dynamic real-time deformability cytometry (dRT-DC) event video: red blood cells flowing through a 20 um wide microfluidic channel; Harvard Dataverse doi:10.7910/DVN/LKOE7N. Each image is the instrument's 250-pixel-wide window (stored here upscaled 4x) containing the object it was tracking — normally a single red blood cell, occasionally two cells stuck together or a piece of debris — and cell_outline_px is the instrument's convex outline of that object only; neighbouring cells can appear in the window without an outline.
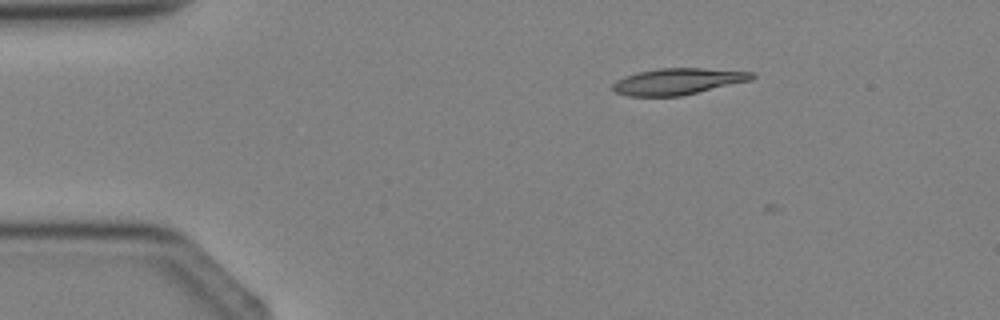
{"species": "Egyptian fruit bat (a non-hibernating species)", "species_latin": "Rousettus aegyptiacus", "temperature_condition": "cold", "stored_images_in_passage": 3, "camera_frame_rate_fps": 3000, "um_per_image_px": 0.085, "animal": {"sex": "female"}, "frame": {"image": 1, "passage_image": 2, "time_ms": 1.333, "image_size_px": [1000, 320], "cell_outline_px": [[756, 76], [752, 80], [680, 96], [628, 96], [616, 92], [612, 88], [612, 84], [616, 80], [624, 76], [640, 72], [660, 68], [704, 68], [756, 72]], "centroid_in_image_um": [57.65, 6.91], "position_along_channel_um": 27.4, "area_um2": 21.39}}